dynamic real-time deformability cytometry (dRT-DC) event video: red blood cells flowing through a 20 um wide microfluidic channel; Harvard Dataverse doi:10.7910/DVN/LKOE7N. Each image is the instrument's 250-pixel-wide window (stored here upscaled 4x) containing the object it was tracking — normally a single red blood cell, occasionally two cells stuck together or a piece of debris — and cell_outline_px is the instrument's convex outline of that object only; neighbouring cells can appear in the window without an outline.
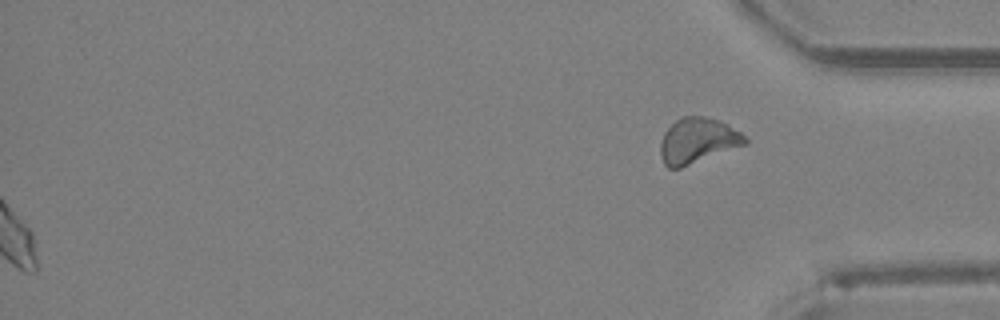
{"species": "Egyptian fruit bat (a non-hibernating species)", "species_latin": "Rousettus aegyptiacus", "temperature_condition": "room temperature", "stored_images_in_passage": 36, "segment_of_instrument_passage": [2, 2], "camera_frame_rate_fps": 3000, "um_per_image_px": 0.085, "animal": {"sex": "female"}, "frame": {"image": 1, "passage_image": 36, "time_ms": 11.667, "image_size_px": [1000, 320], "cell_outline_px": [[748, 144], [680, 168], [668, 168], [664, 164], [660, 156], [660, 144], [664, 132], [676, 120], [684, 116], [704, 116], [720, 120], [728, 124], [740, 132], [748, 140]], "centroid_in_image_um": [59.31, 11.96], "position_along_channel_um": 375.9, "area_um2": 22.48}}